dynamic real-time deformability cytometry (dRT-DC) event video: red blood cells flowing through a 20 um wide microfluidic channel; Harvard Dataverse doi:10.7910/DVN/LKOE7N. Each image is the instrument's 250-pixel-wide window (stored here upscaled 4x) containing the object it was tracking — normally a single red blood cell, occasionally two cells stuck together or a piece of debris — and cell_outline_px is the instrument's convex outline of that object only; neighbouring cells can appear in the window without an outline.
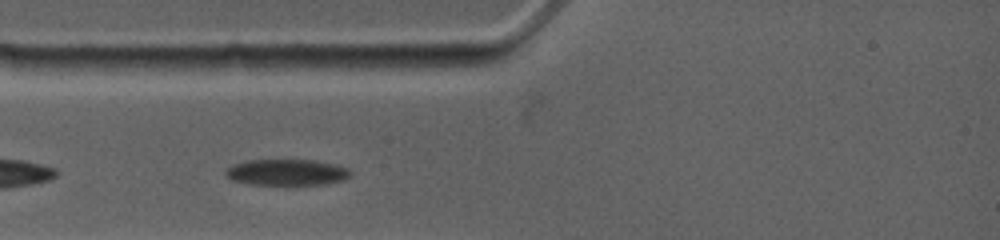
{"species": "common noctule bat (a hibernating species)", "species_latin": "Nyctalus noctula", "temperature_condition": "warm", "stored_images_in_passage": 42, "camera_frame_rate_fps": 4500, "um_per_image_px": 0.085, "animal": {"sex": "female", "body_mass_g": 19.0, "forearm_length_mm": 53.3}, "frame": {"image": 1, "passage_image": 6, "time_ms": 1.333, "image_size_px": [1000, 240], "cell_outline_px": [[352, 176], [344, 180], [328, 184], [292, 188], [288, 188], [248, 184], [232, 180], [224, 176], [224, 172], [232, 164], [244, 160], [316, 160], [336, 164], [348, 168], [352, 172]], "centroid_in_image_um": [24.4, 14.7], "position_along_channel_um": 60.6, "area_um2": 20.52}}
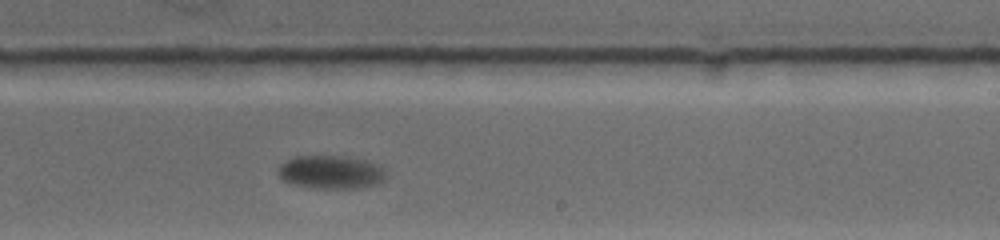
{"frame": {"image": 2, "passage_image": 25, "time_ms": 6.889, "image_size_px": [1000, 240], "cell_outline_px": [[388, 176], [384, 180], [376, 184], [356, 188], [312, 188], [292, 184], [284, 180], [276, 172], [280, 164], [284, 160], [296, 156], [344, 156], [364, 160], [376, 164], [384, 168]], "centroid_in_image_um": [28.11, 14.63], "position_along_channel_um": 260.9, "area_um2": 21.1}}
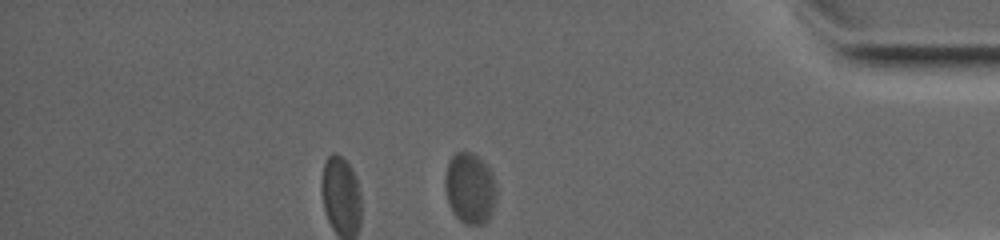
{"frame": {"image": 3, "passage_image": 42, "time_ms": 11.556, "image_size_px": [1000, 240], "cell_outline_px": [[496, 196], [488, 220], [484, 224], [464, 224], [452, 212], [448, 204], [444, 188], [444, 180], [448, 164], [452, 156], [456, 152], [472, 152], [492, 172], [496, 184]], "centroid_in_image_um": [39.92, 16.02], "position_along_channel_um": 395.3, "area_um2": 21.21}, "authors_computed_cell_mechanics": {"area_um2": 21.386, "velocity_mm_per_s": 3.6094, "shape_relaxation_time_tau1_ms": 3.172, "shape_relaxation_time_tau2_ms": null, "deformation_change_tau1": 0.11, "deformation_change_tau2": null}}